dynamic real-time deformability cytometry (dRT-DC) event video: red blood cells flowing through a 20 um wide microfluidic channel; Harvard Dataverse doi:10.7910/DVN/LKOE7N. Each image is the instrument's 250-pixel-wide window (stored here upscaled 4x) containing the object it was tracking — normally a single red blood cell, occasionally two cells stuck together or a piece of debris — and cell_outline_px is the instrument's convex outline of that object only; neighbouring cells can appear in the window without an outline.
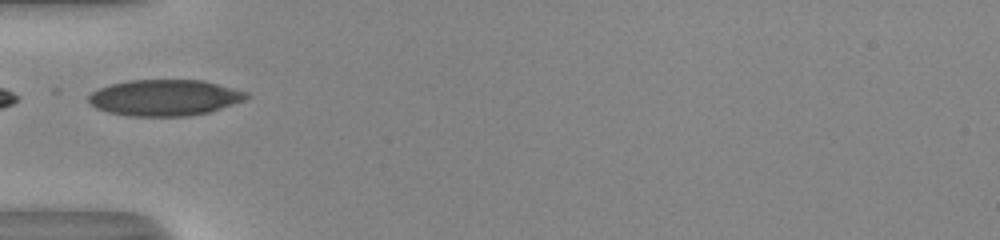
{"species": "human", "species_latin": "Homo sapiens", "temperature_condition": "room temperature", "stored_images_in_passage": 34, "camera_frame_rate_fps": 3000, "um_per_image_px": 0.085, "donor": {"sex": "male"}, "frame": {"image": 1, "passage_image": 1, "time_ms": 0.0, "image_size_px": [1000, 240], "cell_outline_px": [[248, 96], [244, 100], [208, 112], [188, 116], [128, 116], [108, 112], [96, 108], [88, 100], [88, 96], [92, 92], [100, 88], [112, 84], [128, 80], [204, 80], [248, 92]], "centroid_in_image_um": [13.99, 8.3], "position_along_channel_um": 71.0, "area_um2": 33.06}, "authors_computed_cell_mechanics": {"area_um2": 31.6455, "velocity_mm_per_s": 4.1289, "shape_relaxation_time_tau1_ms": 7.5449, "shape_relaxation_time_tau2_ms": 0.9957, "deformation_change_tau1": 0.2208, "deformation_change_tau2": 0.0552}}